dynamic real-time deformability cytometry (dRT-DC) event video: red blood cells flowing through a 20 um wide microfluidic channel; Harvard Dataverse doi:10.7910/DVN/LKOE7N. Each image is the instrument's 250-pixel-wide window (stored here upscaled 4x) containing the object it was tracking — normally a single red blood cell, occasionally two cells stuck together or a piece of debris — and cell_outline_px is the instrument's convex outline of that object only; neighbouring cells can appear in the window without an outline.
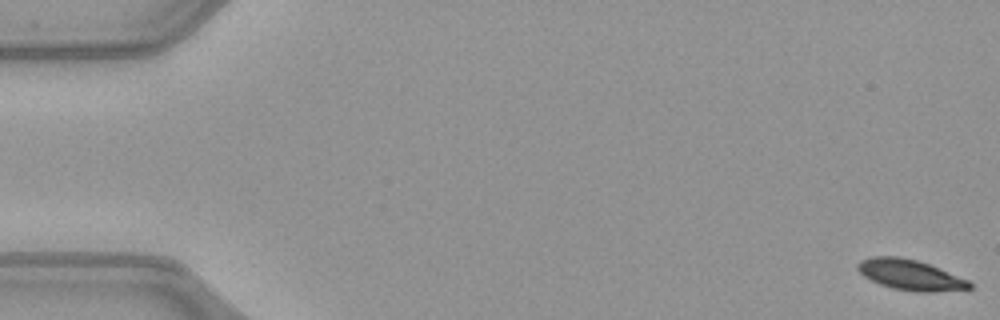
{"species": "common noctule bat (a hibernating species)", "species_latin": "Nyctalus noctula", "temperature_condition": "warm", "stored_images_in_passage": 16, "camera_frame_rate_fps": 3000, "um_per_image_px": 0.085, "animal": {"sex": "female", "body_mass_g": 21.9}, "frame": {"image": 1, "passage_image": 1, "time_ms": 0.0, "image_size_px": [1000, 320], "cell_outline_px": [[972, 288], [932, 292], [916, 292], [892, 288], [880, 284], [864, 276], [856, 268], [856, 264], [860, 260], [872, 256], [900, 256], [916, 260], [928, 264], [968, 280], [972, 284]], "centroid_in_image_um": [77.33, 23.36], "position_along_channel_um": 7.7, "area_um2": 19.71}}